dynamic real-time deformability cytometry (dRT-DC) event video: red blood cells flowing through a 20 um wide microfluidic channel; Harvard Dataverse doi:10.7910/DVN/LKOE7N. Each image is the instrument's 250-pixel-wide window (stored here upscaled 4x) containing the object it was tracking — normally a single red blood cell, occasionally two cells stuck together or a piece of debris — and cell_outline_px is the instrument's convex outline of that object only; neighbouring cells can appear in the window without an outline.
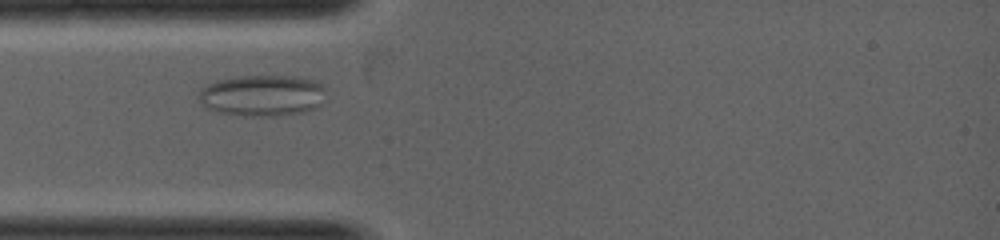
{"species": "common noctule bat (a hibernating species)", "species_latin": "Nyctalus noctula", "temperature_condition": "warm", "stored_images_in_passage": 4, "camera_frame_rate_fps": 5000, "um_per_image_px": 0.085, "animal": {"sex": "female", "body_mass_g": 19.0, "forearm_length_mm": 53.3}, "frame": {"image": 1, "passage_image": 2, "time_ms": 0.2, "image_size_px": [1000, 240], "cell_outline_px": [[324, 88], [320, 104], [316, 108], [304, 112], [280, 116], [244, 116], [220, 112], [204, 108], [196, 96], [200, 88], [216, 80], [240, 76], [296, 76], [316, 80], [324, 84]], "centroid_in_image_um": [22.26, 8.12], "position_along_channel_um": 62.7, "area_um2": 31.04}}
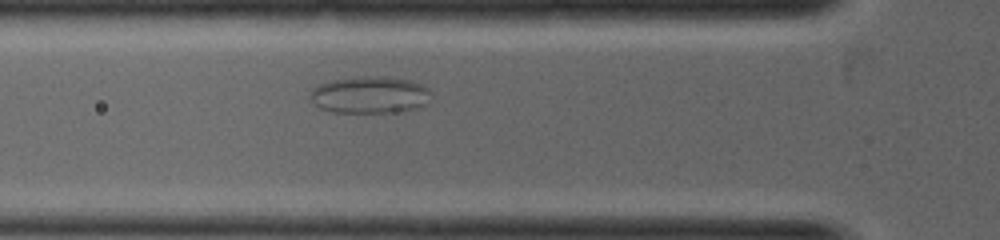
{"frame": {"image": 2, "passage_image": 4, "time_ms": 0.6, "image_size_px": [1000, 240], "cell_outline_px": [[432, 92], [424, 104], [420, 108], [388, 112], [332, 112], [320, 108], [312, 100], [308, 92], [312, 88], [320, 84], [332, 80], [368, 76], [384, 76], [408, 80], [424, 84]], "centroid_in_image_um": [31.43, 8.06], "position_along_channel_um": 94.4, "area_um2": 25.95}}